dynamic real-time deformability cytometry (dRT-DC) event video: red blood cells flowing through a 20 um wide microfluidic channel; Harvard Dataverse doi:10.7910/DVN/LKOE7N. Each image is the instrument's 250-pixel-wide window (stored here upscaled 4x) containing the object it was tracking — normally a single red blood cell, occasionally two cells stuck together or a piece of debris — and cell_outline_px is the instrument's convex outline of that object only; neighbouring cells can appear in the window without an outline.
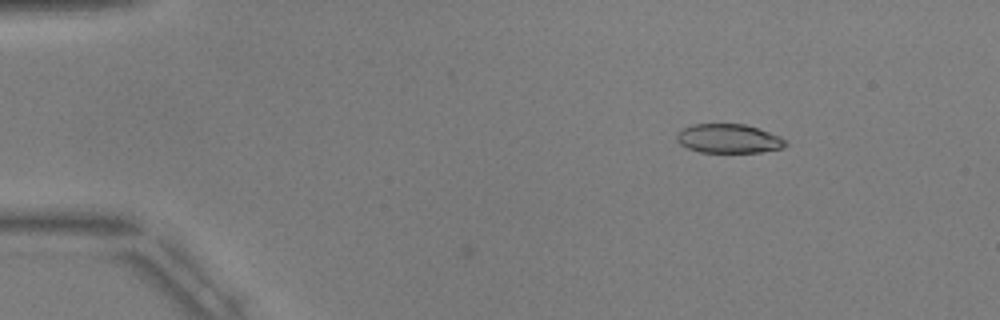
{"species": "common noctule bat (a hibernating species)", "species_latin": "Nyctalus noctula", "temperature_condition": "warm", "stored_images_in_passage": 6, "camera_frame_rate_fps": 3000, "um_per_image_px": 0.085, "animal": {"sex": "male", "body_mass_g": 17.9, "forearm_length_mm": 54.2}, "frame": {"image": 1, "passage_image": 3, "time_ms": 2.333, "image_size_px": [1000, 320], "cell_outline_px": [[788, 144], [784, 148], [760, 152], [700, 152], [688, 148], [680, 144], [676, 140], [676, 136], [684, 128], [692, 124], [744, 124], [780, 136], [788, 140]], "centroid_in_image_um": [61.97, 11.79], "position_along_channel_um": 23.0, "area_um2": 18.38}}